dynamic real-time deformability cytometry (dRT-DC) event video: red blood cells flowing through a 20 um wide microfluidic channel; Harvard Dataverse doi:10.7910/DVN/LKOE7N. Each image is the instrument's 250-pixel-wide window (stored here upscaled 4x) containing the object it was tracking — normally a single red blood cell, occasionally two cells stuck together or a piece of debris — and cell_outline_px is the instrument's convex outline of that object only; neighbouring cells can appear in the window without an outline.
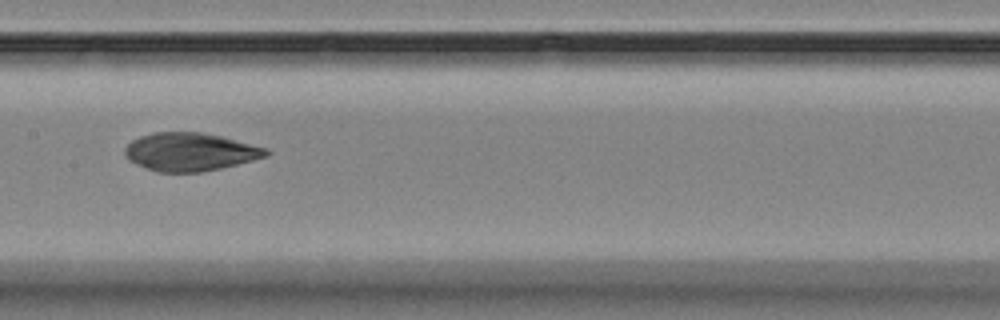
{"species": "Egyptian fruit bat (a non-hibernating species)", "species_latin": "Rousettus aegyptiacus", "temperature_condition": "room temperature", "stored_images_in_passage": 10, "camera_frame_rate_fps": 3000, "um_per_image_px": 0.085, "animal": {"sex": "female"}, "frame": {"image": 1, "passage_image": 6, "time_ms": 6.0, "image_size_px": [1000, 320], "cell_outline_px": [[272, 152], [268, 156], [220, 168], [200, 172], [156, 172], [136, 164], [128, 160], [124, 156], [124, 148], [132, 140], [140, 136], [152, 132], [200, 132], [220, 136], [268, 148]], "centroid_in_image_um": [16.14, 12.91], "position_along_channel_um": 191.3, "area_um2": 31.44}}
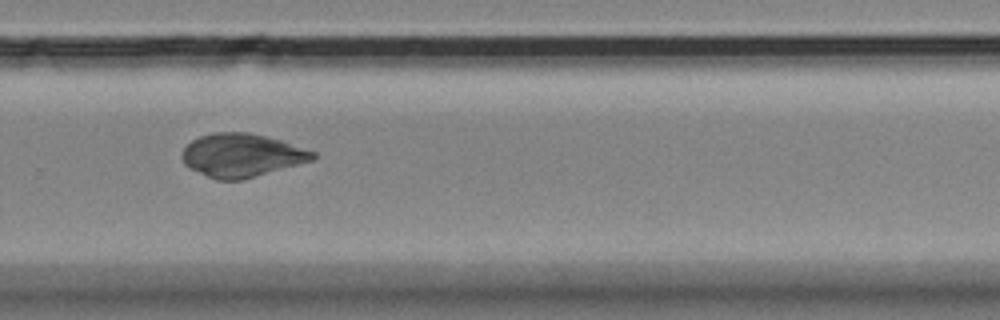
{"frame": {"image": 2, "passage_image": 9, "time_ms": 9.333, "image_size_px": [1000, 320], "cell_outline_px": [[316, 156], [312, 160], [256, 176], [240, 180], [216, 180], [188, 168], [184, 164], [180, 156], [180, 152], [192, 140], [200, 136], [212, 132], [248, 132], [280, 140], [316, 152]], "centroid_in_image_um": [20.48, 13.2], "position_along_channel_um": 309.3, "area_um2": 32.95}}
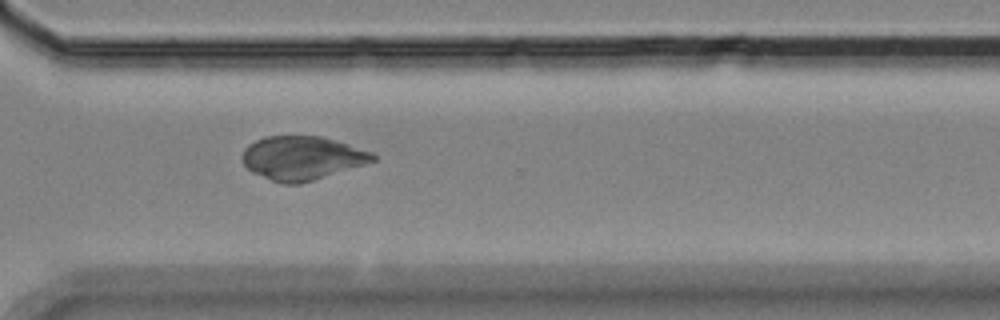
{"frame": {"image": 3, "passage_image": 10, "time_ms": 10.333, "image_size_px": [1000, 320], "cell_outline_px": [[376, 160], [364, 164], [300, 184], [284, 184], [272, 180], [252, 172], [244, 164], [240, 156], [244, 148], [248, 144], [264, 136], [320, 136], [336, 140], [372, 152], [376, 156]], "centroid_in_image_um": [25.64, 13.42], "position_along_channel_um": 345.0, "area_um2": 33.12}}